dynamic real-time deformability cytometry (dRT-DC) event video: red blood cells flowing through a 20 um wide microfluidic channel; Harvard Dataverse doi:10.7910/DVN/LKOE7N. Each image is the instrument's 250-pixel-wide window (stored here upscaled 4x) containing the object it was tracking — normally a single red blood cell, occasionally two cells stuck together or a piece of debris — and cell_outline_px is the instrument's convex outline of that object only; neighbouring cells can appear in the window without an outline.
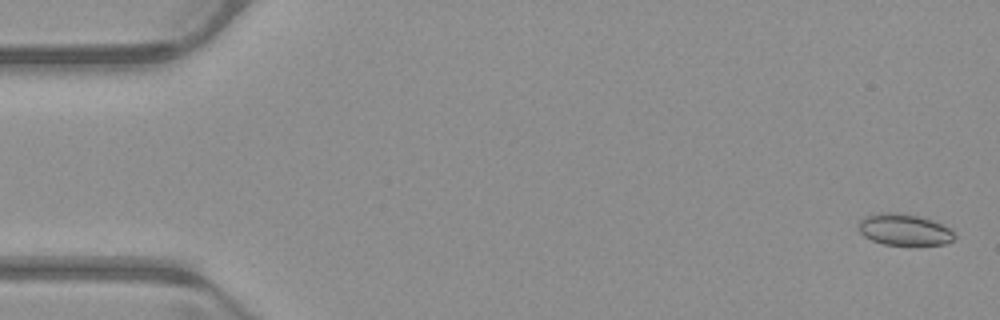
{"species": "common noctule bat (a hibernating species)", "species_latin": "Nyctalus noctula", "temperature_condition": "warm", "stored_images_in_passage": 53, "camera_frame_rate_fps": 3000, "um_per_image_px": 0.085, "animal": {"sex": "male", "body_mass_g": 23.1, "forearm_length_mm": 52.7}, "frame": {"image": 1, "passage_image": 2, "time_ms": 0.333, "image_size_px": [1000, 320], "cell_outline_px": [[956, 236], [952, 240], [944, 244], [884, 244], [872, 240], [864, 236], [860, 232], [860, 220], [868, 216], [880, 212], [896, 212], [916, 216], [932, 220], [948, 228]], "centroid_in_image_um": [76.85, 19.51], "position_along_channel_um": 8.2, "area_um2": 17.05}}
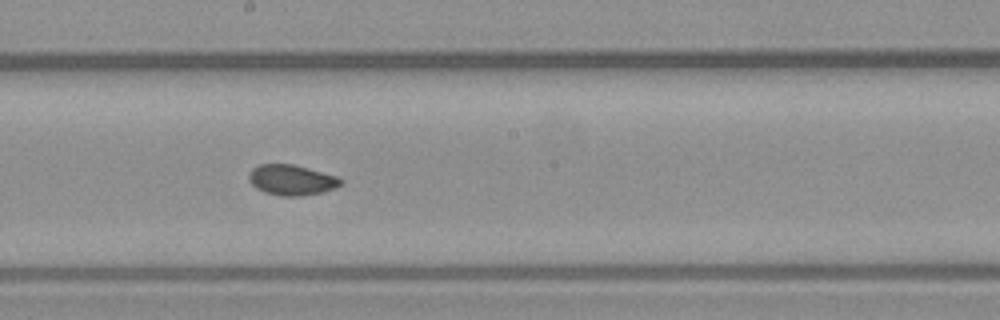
{"frame": {"image": 2, "passage_image": 29, "time_ms": 9.333, "image_size_px": [1000, 320], "cell_outline_px": [[344, 180], [336, 188], [320, 192], [300, 196], [280, 196], [264, 192], [256, 188], [248, 180], [248, 176], [252, 168], [260, 164], [292, 164], [308, 168], [336, 176]], "centroid_in_image_um": [24.76, 15.3], "position_along_channel_um": 223.4, "area_um2": 16.24}}
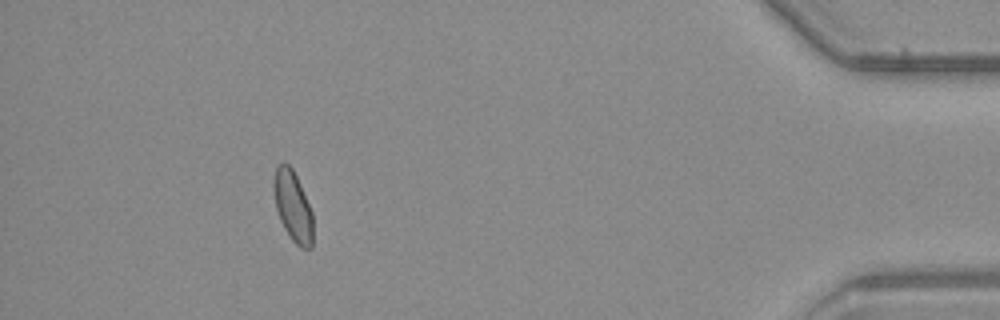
{"frame": {"image": 3, "passage_image": 48, "time_ms": 15.667, "image_size_px": [1000, 320], "cell_outline_px": [[312, 248], [300, 248], [292, 240], [284, 228], [280, 220], [276, 208], [272, 184], [272, 180], [276, 168], [280, 164], [288, 164], [292, 168], [300, 184], [312, 212]], "centroid_in_image_um": [24.88, 17.54], "position_along_channel_um": 410.3, "area_um2": 16.01}, "authors_computed_cell_mechanics": {"area_um2": 16.473, "velocity_mm_per_s": 3.9535, "shape_relaxation_time_tau1_ms": null, "shape_relaxation_time_tau2_ms": 2.3279, "deformation_change_tau1": null, "deformation_change_tau2": 0.0436}}